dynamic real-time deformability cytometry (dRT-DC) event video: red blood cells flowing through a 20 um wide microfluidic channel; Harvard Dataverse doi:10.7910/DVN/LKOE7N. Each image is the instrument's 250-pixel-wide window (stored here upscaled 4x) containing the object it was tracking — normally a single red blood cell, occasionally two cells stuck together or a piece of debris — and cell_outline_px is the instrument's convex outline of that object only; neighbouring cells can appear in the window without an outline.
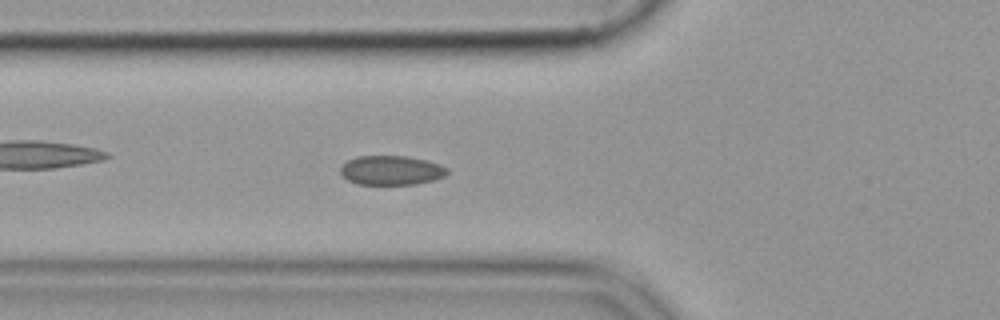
{"species": "common noctule bat (a hibernating species)", "species_latin": "Nyctalus noctula", "temperature_condition": "cold", "stored_images_in_passage": 43, "camera_frame_rate_fps": 3000, "um_per_image_px": 0.085, "animal": {"sex": "female", "body_mass_g": 19.9}, "frame": {"image": 1, "passage_image": 7, "time_ms": 2.0, "image_size_px": [1000, 320], "cell_outline_px": [[448, 172], [444, 176], [432, 180], [416, 184], [356, 184], [348, 180], [340, 172], [340, 168], [348, 160], [356, 156], [408, 156], [428, 160], [440, 164], [448, 168]], "centroid_in_image_um": [33.27, 14.47], "position_along_channel_um": 92.5, "area_um2": 18.26}}
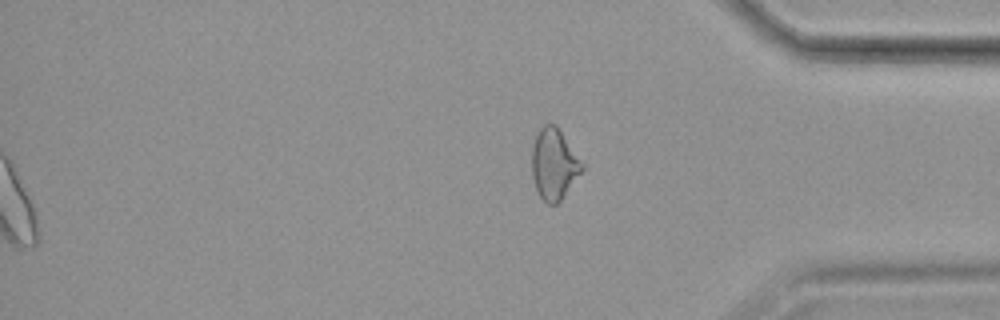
{"frame": {"image": 2, "passage_image": 43, "time_ms": 14.0, "image_size_px": [1000, 320], "cell_outline_px": [[584, 168], [560, 200], [556, 204], [548, 204], [540, 196], [536, 188], [532, 176], [532, 148], [536, 136], [540, 128], [544, 124], [556, 124], [584, 164]], "centroid_in_image_um": [47.09, 13.93], "position_along_channel_um": 388.1, "area_um2": 20.46}}